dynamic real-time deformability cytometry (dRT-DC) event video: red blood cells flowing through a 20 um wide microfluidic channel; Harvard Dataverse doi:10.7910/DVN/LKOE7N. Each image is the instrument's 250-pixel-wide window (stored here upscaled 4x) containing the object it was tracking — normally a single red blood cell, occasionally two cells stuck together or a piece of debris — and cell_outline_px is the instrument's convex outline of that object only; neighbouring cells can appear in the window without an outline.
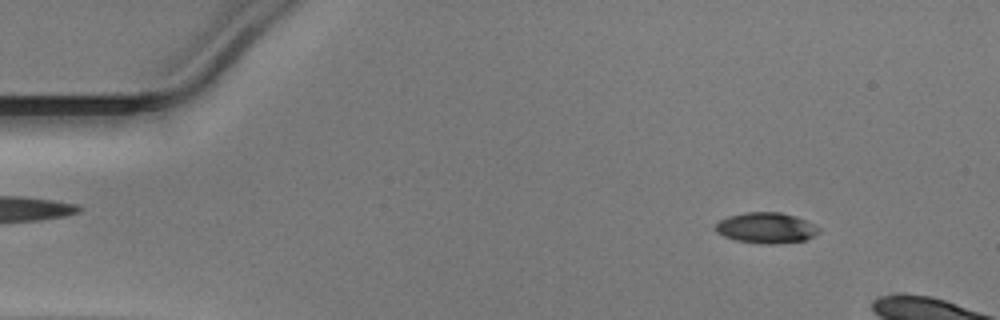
{"species": "Egyptian fruit bat (a non-hibernating species)", "species_latin": "Rousettus aegyptiacus", "temperature_condition": "warm", "stored_images_in_passage": 11, "camera_frame_rate_fps": 3000, "um_per_image_px": 0.085, "animal": {"sex": "male"}, "frame": {"image": 1, "passage_image": 5, "time_ms": 1.333, "image_size_px": [1000, 320], "cell_outline_px": [[820, 232], [804, 240], [776, 244], [764, 244], [736, 240], [724, 236], [716, 232], [712, 228], [720, 220], [728, 216], [744, 212], [780, 212], [796, 216], [820, 228]], "centroid_in_image_um": [65.08, 19.37], "position_along_channel_um": 19.9, "area_um2": 18.5}}